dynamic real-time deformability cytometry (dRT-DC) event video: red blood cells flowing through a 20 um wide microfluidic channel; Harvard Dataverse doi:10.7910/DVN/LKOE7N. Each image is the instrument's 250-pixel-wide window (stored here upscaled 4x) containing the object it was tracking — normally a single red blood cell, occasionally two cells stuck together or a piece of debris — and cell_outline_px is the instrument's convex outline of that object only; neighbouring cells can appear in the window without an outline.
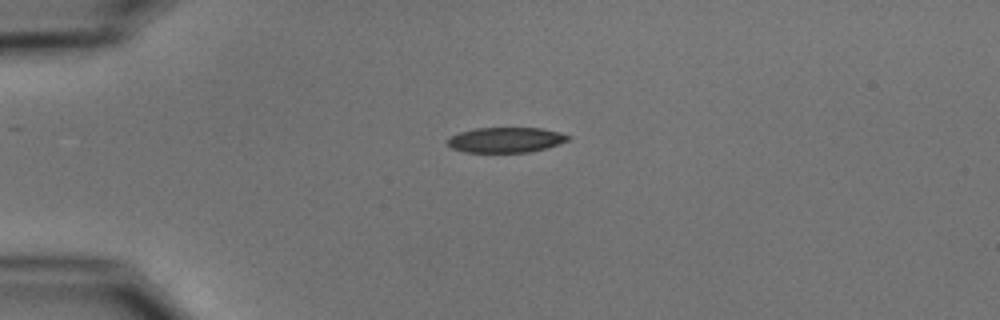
{"species": "common noctule bat (a hibernating species)", "species_latin": "Nyctalus noctula", "temperature_condition": "cold", "stored_images_in_passage": 3, "camera_frame_rate_fps": 3000, "um_per_image_px": 0.085, "animal": {"sex": "male", "body_mass_g": 15.6}, "frame": {"image": 1, "passage_image": 1, "time_ms": 0.0, "image_size_px": [1000, 320], "cell_outline_px": [[572, 136], [568, 140], [544, 148], [528, 152], [464, 152], [452, 148], [448, 144], [448, 140], [452, 136], [460, 132], [476, 128], [540, 128], [560, 132]], "centroid_in_image_um": [42.99, 11.88], "position_along_channel_um": 42.0, "area_um2": 17.46}}